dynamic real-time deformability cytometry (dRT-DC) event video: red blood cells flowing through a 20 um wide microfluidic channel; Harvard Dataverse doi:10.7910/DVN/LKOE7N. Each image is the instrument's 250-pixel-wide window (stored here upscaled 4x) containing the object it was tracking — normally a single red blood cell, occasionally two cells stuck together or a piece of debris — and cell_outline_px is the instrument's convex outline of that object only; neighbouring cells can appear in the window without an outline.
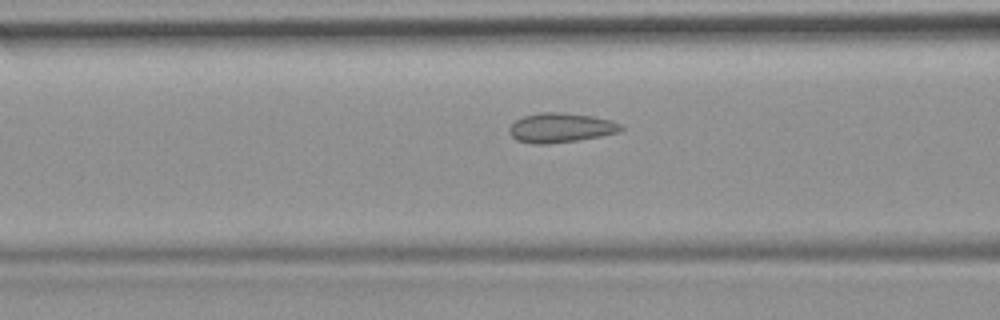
{"species": "common noctule bat (a hibernating species)", "species_latin": "Nyctalus noctula", "temperature_condition": "room temperature", "stored_images_in_passage": 38, "camera_frame_rate_fps": 3000, "um_per_image_px": 0.085, "animal": {"sex": "female", "body_mass_g": 19.9}, "frame": {"image": 1, "passage_image": 15, "time_ms": 4.667, "image_size_px": [1000, 320], "cell_outline_px": [[624, 128], [620, 132], [600, 136], [576, 140], [548, 144], [532, 144], [516, 140], [508, 132], [508, 128], [516, 120], [524, 116], [540, 112], [564, 112], [592, 116], [612, 120], [620, 124]], "centroid_in_image_um": [47.65, 10.85], "position_along_channel_um": 119.0, "area_um2": 19.31}}
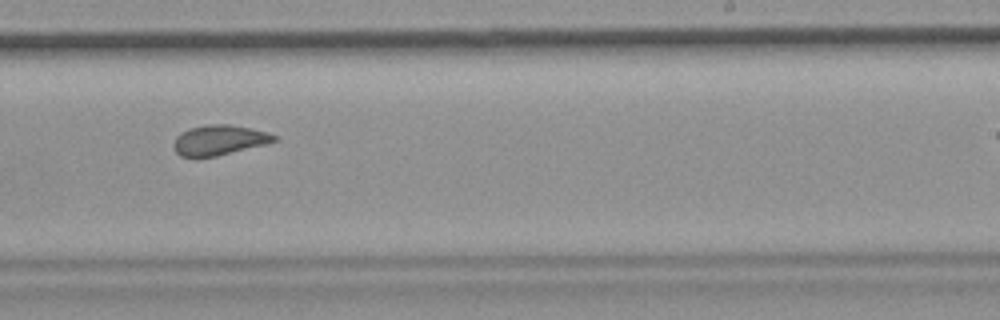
{"frame": {"image": 2, "passage_image": 27, "time_ms": 8.667, "image_size_px": [1000, 320], "cell_outline_px": [[276, 140], [264, 144], [216, 156], [180, 156], [176, 152], [172, 144], [176, 136], [180, 132], [188, 128], [208, 124], [228, 124], [268, 132], [276, 136]], "centroid_in_image_um": [18.57, 11.89], "position_along_channel_um": 270.4, "area_um2": 17.34}}
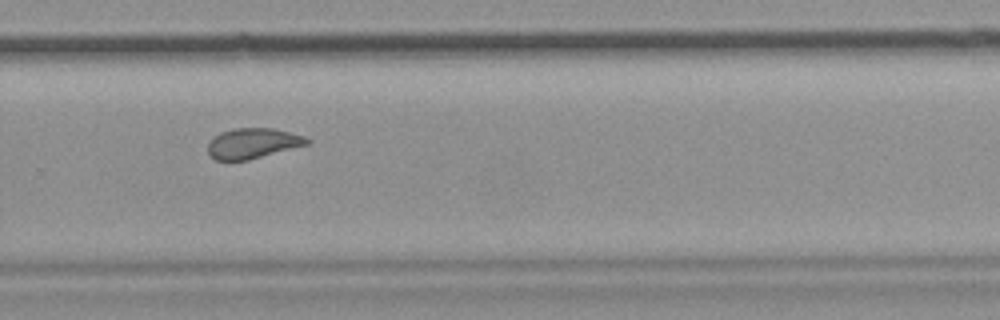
{"frame": {"image": 3, "passage_image": 30, "time_ms": 9.667, "image_size_px": [1000, 320], "cell_outline_px": [[312, 140], [308, 144], [248, 160], [216, 160], [208, 152], [208, 144], [220, 132], [236, 128], [272, 128], [304, 136]], "centroid_in_image_um": [21.5, 12.18], "position_along_channel_um": 308.3, "area_um2": 17.22}}